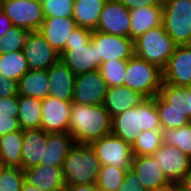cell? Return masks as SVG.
<instances>
[{
    "label": "cell",
    "instance_id": "cell-4",
    "mask_svg": "<svg viewBox=\"0 0 191 191\" xmlns=\"http://www.w3.org/2000/svg\"><path fill=\"white\" fill-rule=\"evenodd\" d=\"M93 30L77 27L66 42L65 50L60 54V60L75 74L96 71V46L91 41Z\"/></svg>",
    "mask_w": 191,
    "mask_h": 191
},
{
    "label": "cell",
    "instance_id": "cell-32",
    "mask_svg": "<svg viewBox=\"0 0 191 191\" xmlns=\"http://www.w3.org/2000/svg\"><path fill=\"white\" fill-rule=\"evenodd\" d=\"M128 169L119 168L116 166L101 165L96 186L99 191H118L125 179V174Z\"/></svg>",
    "mask_w": 191,
    "mask_h": 191
},
{
    "label": "cell",
    "instance_id": "cell-1",
    "mask_svg": "<svg viewBox=\"0 0 191 191\" xmlns=\"http://www.w3.org/2000/svg\"><path fill=\"white\" fill-rule=\"evenodd\" d=\"M69 133L75 143L90 144L112 133V118L102 104L72 103Z\"/></svg>",
    "mask_w": 191,
    "mask_h": 191
},
{
    "label": "cell",
    "instance_id": "cell-38",
    "mask_svg": "<svg viewBox=\"0 0 191 191\" xmlns=\"http://www.w3.org/2000/svg\"><path fill=\"white\" fill-rule=\"evenodd\" d=\"M45 17H72L74 0H41Z\"/></svg>",
    "mask_w": 191,
    "mask_h": 191
},
{
    "label": "cell",
    "instance_id": "cell-19",
    "mask_svg": "<svg viewBox=\"0 0 191 191\" xmlns=\"http://www.w3.org/2000/svg\"><path fill=\"white\" fill-rule=\"evenodd\" d=\"M49 96L58 100L72 102L76 75L59 60L47 70Z\"/></svg>",
    "mask_w": 191,
    "mask_h": 191
},
{
    "label": "cell",
    "instance_id": "cell-33",
    "mask_svg": "<svg viewBox=\"0 0 191 191\" xmlns=\"http://www.w3.org/2000/svg\"><path fill=\"white\" fill-rule=\"evenodd\" d=\"M127 61L111 60L101 63L99 72L107 87H118L124 85Z\"/></svg>",
    "mask_w": 191,
    "mask_h": 191
},
{
    "label": "cell",
    "instance_id": "cell-26",
    "mask_svg": "<svg viewBox=\"0 0 191 191\" xmlns=\"http://www.w3.org/2000/svg\"><path fill=\"white\" fill-rule=\"evenodd\" d=\"M106 1L107 0H74L72 18L76 21L77 27L95 30Z\"/></svg>",
    "mask_w": 191,
    "mask_h": 191
},
{
    "label": "cell",
    "instance_id": "cell-3",
    "mask_svg": "<svg viewBox=\"0 0 191 191\" xmlns=\"http://www.w3.org/2000/svg\"><path fill=\"white\" fill-rule=\"evenodd\" d=\"M101 164L90 144L75 143L62 166L65 188L78 184H96Z\"/></svg>",
    "mask_w": 191,
    "mask_h": 191
},
{
    "label": "cell",
    "instance_id": "cell-5",
    "mask_svg": "<svg viewBox=\"0 0 191 191\" xmlns=\"http://www.w3.org/2000/svg\"><path fill=\"white\" fill-rule=\"evenodd\" d=\"M163 85L162 69L133 55L127 60L124 86L138 91L145 98H154Z\"/></svg>",
    "mask_w": 191,
    "mask_h": 191
},
{
    "label": "cell",
    "instance_id": "cell-17",
    "mask_svg": "<svg viewBox=\"0 0 191 191\" xmlns=\"http://www.w3.org/2000/svg\"><path fill=\"white\" fill-rule=\"evenodd\" d=\"M72 102L58 100L51 96L42 100L40 128L46 133L69 132Z\"/></svg>",
    "mask_w": 191,
    "mask_h": 191
},
{
    "label": "cell",
    "instance_id": "cell-14",
    "mask_svg": "<svg viewBox=\"0 0 191 191\" xmlns=\"http://www.w3.org/2000/svg\"><path fill=\"white\" fill-rule=\"evenodd\" d=\"M107 85L99 70L76 75L72 103L103 104Z\"/></svg>",
    "mask_w": 191,
    "mask_h": 191
},
{
    "label": "cell",
    "instance_id": "cell-11",
    "mask_svg": "<svg viewBox=\"0 0 191 191\" xmlns=\"http://www.w3.org/2000/svg\"><path fill=\"white\" fill-rule=\"evenodd\" d=\"M29 70H48L60 60V54L38 32H30L23 47Z\"/></svg>",
    "mask_w": 191,
    "mask_h": 191
},
{
    "label": "cell",
    "instance_id": "cell-2",
    "mask_svg": "<svg viewBox=\"0 0 191 191\" xmlns=\"http://www.w3.org/2000/svg\"><path fill=\"white\" fill-rule=\"evenodd\" d=\"M162 130L155 100L145 98L139 105L112 118V134L131 146L141 131Z\"/></svg>",
    "mask_w": 191,
    "mask_h": 191
},
{
    "label": "cell",
    "instance_id": "cell-6",
    "mask_svg": "<svg viewBox=\"0 0 191 191\" xmlns=\"http://www.w3.org/2000/svg\"><path fill=\"white\" fill-rule=\"evenodd\" d=\"M176 46L161 25L146 31L134 40V55L163 69Z\"/></svg>",
    "mask_w": 191,
    "mask_h": 191
},
{
    "label": "cell",
    "instance_id": "cell-8",
    "mask_svg": "<svg viewBox=\"0 0 191 191\" xmlns=\"http://www.w3.org/2000/svg\"><path fill=\"white\" fill-rule=\"evenodd\" d=\"M101 165L130 169L132 146L112 133L90 143Z\"/></svg>",
    "mask_w": 191,
    "mask_h": 191
},
{
    "label": "cell",
    "instance_id": "cell-43",
    "mask_svg": "<svg viewBox=\"0 0 191 191\" xmlns=\"http://www.w3.org/2000/svg\"><path fill=\"white\" fill-rule=\"evenodd\" d=\"M0 112L18 113V96L0 97Z\"/></svg>",
    "mask_w": 191,
    "mask_h": 191
},
{
    "label": "cell",
    "instance_id": "cell-13",
    "mask_svg": "<svg viewBox=\"0 0 191 191\" xmlns=\"http://www.w3.org/2000/svg\"><path fill=\"white\" fill-rule=\"evenodd\" d=\"M130 10L120 0H107L101 11L96 31L130 38Z\"/></svg>",
    "mask_w": 191,
    "mask_h": 191
},
{
    "label": "cell",
    "instance_id": "cell-25",
    "mask_svg": "<svg viewBox=\"0 0 191 191\" xmlns=\"http://www.w3.org/2000/svg\"><path fill=\"white\" fill-rule=\"evenodd\" d=\"M19 95L40 100L49 96V78L47 70H28L18 81Z\"/></svg>",
    "mask_w": 191,
    "mask_h": 191
},
{
    "label": "cell",
    "instance_id": "cell-30",
    "mask_svg": "<svg viewBox=\"0 0 191 191\" xmlns=\"http://www.w3.org/2000/svg\"><path fill=\"white\" fill-rule=\"evenodd\" d=\"M162 130L141 131L132 145L133 156L153 155L163 145Z\"/></svg>",
    "mask_w": 191,
    "mask_h": 191
},
{
    "label": "cell",
    "instance_id": "cell-35",
    "mask_svg": "<svg viewBox=\"0 0 191 191\" xmlns=\"http://www.w3.org/2000/svg\"><path fill=\"white\" fill-rule=\"evenodd\" d=\"M163 142L178 147L191 158V123L175 129L162 130Z\"/></svg>",
    "mask_w": 191,
    "mask_h": 191
},
{
    "label": "cell",
    "instance_id": "cell-18",
    "mask_svg": "<svg viewBox=\"0 0 191 191\" xmlns=\"http://www.w3.org/2000/svg\"><path fill=\"white\" fill-rule=\"evenodd\" d=\"M76 28V21L72 17H45L38 32L61 54L66 48L68 37Z\"/></svg>",
    "mask_w": 191,
    "mask_h": 191
},
{
    "label": "cell",
    "instance_id": "cell-10",
    "mask_svg": "<svg viewBox=\"0 0 191 191\" xmlns=\"http://www.w3.org/2000/svg\"><path fill=\"white\" fill-rule=\"evenodd\" d=\"M2 11L13 26L23 27L30 32L39 31L45 18L41 2L32 0H5Z\"/></svg>",
    "mask_w": 191,
    "mask_h": 191
},
{
    "label": "cell",
    "instance_id": "cell-34",
    "mask_svg": "<svg viewBox=\"0 0 191 191\" xmlns=\"http://www.w3.org/2000/svg\"><path fill=\"white\" fill-rule=\"evenodd\" d=\"M158 95L166 102V109L187 111V87H178L163 83Z\"/></svg>",
    "mask_w": 191,
    "mask_h": 191
},
{
    "label": "cell",
    "instance_id": "cell-42",
    "mask_svg": "<svg viewBox=\"0 0 191 191\" xmlns=\"http://www.w3.org/2000/svg\"><path fill=\"white\" fill-rule=\"evenodd\" d=\"M120 2L129 10L146 6H163V0H120Z\"/></svg>",
    "mask_w": 191,
    "mask_h": 191
},
{
    "label": "cell",
    "instance_id": "cell-16",
    "mask_svg": "<svg viewBox=\"0 0 191 191\" xmlns=\"http://www.w3.org/2000/svg\"><path fill=\"white\" fill-rule=\"evenodd\" d=\"M158 161L152 156H133L131 169L147 191H170L173 185L164 176Z\"/></svg>",
    "mask_w": 191,
    "mask_h": 191
},
{
    "label": "cell",
    "instance_id": "cell-23",
    "mask_svg": "<svg viewBox=\"0 0 191 191\" xmlns=\"http://www.w3.org/2000/svg\"><path fill=\"white\" fill-rule=\"evenodd\" d=\"M47 133L40 129L23 131V143L21 149L22 166L25 169L40 165L46 148Z\"/></svg>",
    "mask_w": 191,
    "mask_h": 191
},
{
    "label": "cell",
    "instance_id": "cell-44",
    "mask_svg": "<svg viewBox=\"0 0 191 191\" xmlns=\"http://www.w3.org/2000/svg\"><path fill=\"white\" fill-rule=\"evenodd\" d=\"M11 20L7 17V15L2 11L0 13V37L5 36L8 30L12 27Z\"/></svg>",
    "mask_w": 191,
    "mask_h": 191
},
{
    "label": "cell",
    "instance_id": "cell-9",
    "mask_svg": "<svg viewBox=\"0 0 191 191\" xmlns=\"http://www.w3.org/2000/svg\"><path fill=\"white\" fill-rule=\"evenodd\" d=\"M91 41L96 46L98 67L111 60L127 61L134 55V41L128 37L93 30Z\"/></svg>",
    "mask_w": 191,
    "mask_h": 191
},
{
    "label": "cell",
    "instance_id": "cell-39",
    "mask_svg": "<svg viewBox=\"0 0 191 191\" xmlns=\"http://www.w3.org/2000/svg\"><path fill=\"white\" fill-rule=\"evenodd\" d=\"M17 117L18 113L0 112V137L17 130H21Z\"/></svg>",
    "mask_w": 191,
    "mask_h": 191
},
{
    "label": "cell",
    "instance_id": "cell-27",
    "mask_svg": "<svg viewBox=\"0 0 191 191\" xmlns=\"http://www.w3.org/2000/svg\"><path fill=\"white\" fill-rule=\"evenodd\" d=\"M42 100L18 95V122L22 131L40 129Z\"/></svg>",
    "mask_w": 191,
    "mask_h": 191
},
{
    "label": "cell",
    "instance_id": "cell-37",
    "mask_svg": "<svg viewBox=\"0 0 191 191\" xmlns=\"http://www.w3.org/2000/svg\"><path fill=\"white\" fill-rule=\"evenodd\" d=\"M24 180L25 175L21 168L10 166L0 168V191H21Z\"/></svg>",
    "mask_w": 191,
    "mask_h": 191
},
{
    "label": "cell",
    "instance_id": "cell-24",
    "mask_svg": "<svg viewBox=\"0 0 191 191\" xmlns=\"http://www.w3.org/2000/svg\"><path fill=\"white\" fill-rule=\"evenodd\" d=\"M130 38L134 41L146 31L163 25V6H146L130 10Z\"/></svg>",
    "mask_w": 191,
    "mask_h": 191
},
{
    "label": "cell",
    "instance_id": "cell-7",
    "mask_svg": "<svg viewBox=\"0 0 191 191\" xmlns=\"http://www.w3.org/2000/svg\"><path fill=\"white\" fill-rule=\"evenodd\" d=\"M163 27L178 45H191V0H163Z\"/></svg>",
    "mask_w": 191,
    "mask_h": 191
},
{
    "label": "cell",
    "instance_id": "cell-47",
    "mask_svg": "<svg viewBox=\"0 0 191 191\" xmlns=\"http://www.w3.org/2000/svg\"><path fill=\"white\" fill-rule=\"evenodd\" d=\"M188 98H187V111L186 115L189 118V122L191 123V86L187 87Z\"/></svg>",
    "mask_w": 191,
    "mask_h": 191
},
{
    "label": "cell",
    "instance_id": "cell-20",
    "mask_svg": "<svg viewBox=\"0 0 191 191\" xmlns=\"http://www.w3.org/2000/svg\"><path fill=\"white\" fill-rule=\"evenodd\" d=\"M145 97L138 91L126 86L107 87L103 101L104 108L109 112L111 118L139 105Z\"/></svg>",
    "mask_w": 191,
    "mask_h": 191
},
{
    "label": "cell",
    "instance_id": "cell-28",
    "mask_svg": "<svg viewBox=\"0 0 191 191\" xmlns=\"http://www.w3.org/2000/svg\"><path fill=\"white\" fill-rule=\"evenodd\" d=\"M23 131L17 130L0 137V162L2 166H22Z\"/></svg>",
    "mask_w": 191,
    "mask_h": 191
},
{
    "label": "cell",
    "instance_id": "cell-45",
    "mask_svg": "<svg viewBox=\"0 0 191 191\" xmlns=\"http://www.w3.org/2000/svg\"><path fill=\"white\" fill-rule=\"evenodd\" d=\"M65 191H99L96 184H78L65 188Z\"/></svg>",
    "mask_w": 191,
    "mask_h": 191
},
{
    "label": "cell",
    "instance_id": "cell-46",
    "mask_svg": "<svg viewBox=\"0 0 191 191\" xmlns=\"http://www.w3.org/2000/svg\"><path fill=\"white\" fill-rule=\"evenodd\" d=\"M178 185L184 191H191V169L186 173V175L182 178Z\"/></svg>",
    "mask_w": 191,
    "mask_h": 191
},
{
    "label": "cell",
    "instance_id": "cell-48",
    "mask_svg": "<svg viewBox=\"0 0 191 191\" xmlns=\"http://www.w3.org/2000/svg\"><path fill=\"white\" fill-rule=\"evenodd\" d=\"M21 191H44L39 189L38 187H35L34 185H31L26 180L23 181Z\"/></svg>",
    "mask_w": 191,
    "mask_h": 191
},
{
    "label": "cell",
    "instance_id": "cell-50",
    "mask_svg": "<svg viewBox=\"0 0 191 191\" xmlns=\"http://www.w3.org/2000/svg\"><path fill=\"white\" fill-rule=\"evenodd\" d=\"M2 9H3V1L0 0V13L2 12Z\"/></svg>",
    "mask_w": 191,
    "mask_h": 191
},
{
    "label": "cell",
    "instance_id": "cell-49",
    "mask_svg": "<svg viewBox=\"0 0 191 191\" xmlns=\"http://www.w3.org/2000/svg\"><path fill=\"white\" fill-rule=\"evenodd\" d=\"M170 191H184L178 184L173 185Z\"/></svg>",
    "mask_w": 191,
    "mask_h": 191
},
{
    "label": "cell",
    "instance_id": "cell-36",
    "mask_svg": "<svg viewBox=\"0 0 191 191\" xmlns=\"http://www.w3.org/2000/svg\"><path fill=\"white\" fill-rule=\"evenodd\" d=\"M29 33L26 28L12 26L5 36L0 37V55L23 50Z\"/></svg>",
    "mask_w": 191,
    "mask_h": 191
},
{
    "label": "cell",
    "instance_id": "cell-29",
    "mask_svg": "<svg viewBox=\"0 0 191 191\" xmlns=\"http://www.w3.org/2000/svg\"><path fill=\"white\" fill-rule=\"evenodd\" d=\"M28 70L22 50L0 55V75L2 77L19 81Z\"/></svg>",
    "mask_w": 191,
    "mask_h": 191
},
{
    "label": "cell",
    "instance_id": "cell-41",
    "mask_svg": "<svg viewBox=\"0 0 191 191\" xmlns=\"http://www.w3.org/2000/svg\"><path fill=\"white\" fill-rule=\"evenodd\" d=\"M18 81L6 79L0 75V97L18 96Z\"/></svg>",
    "mask_w": 191,
    "mask_h": 191
},
{
    "label": "cell",
    "instance_id": "cell-22",
    "mask_svg": "<svg viewBox=\"0 0 191 191\" xmlns=\"http://www.w3.org/2000/svg\"><path fill=\"white\" fill-rule=\"evenodd\" d=\"M25 180L44 191H65L62 167L34 166L24 170Z\"/></svg>",
    "mask_w": 191,
    "mask_h": 191
},
{
    "label": "cell",
    "instance_id": "cell-12",
    "mask_svg": "<svg viewBox=\"0 0 191 191\" xmlns=\"http://www.w3.org/2000/svg\"><path fill=\"white\" fill-rule=\"evenodd\" d=\"M152 156L172 185L178 184L191 169V158L173 145L163 143Z\"/></svg>",
    "mask_w": 191,
    "mask_h": 191
},
{
    "label": "cell",
    "instance_id": "cell-15",
    "mask_svg": "<svg viewBox=\"0 0 191 191\" xmlns=\"http://www.w3.org/2000/svg\"><path fill=\"white\" fill-rule=\"evenodd\" d=\"M163 71V83L178 87L191 86V45L176 46Z\"/></svg>",
    "mask_w": 191,
    "mask_h": 191
},
{
    "label": "cell",
    "instance_id": "cell-21",
    "mask_svg": "<svg viewBox=\"0 0 191 191\" xmlns=\"http://www.w3.org/2000/svg\"><path fill=\"white\" fill-rule=\"evenodd\" d=\"M75 144L69 132L47 133L41 166L62 167L70 148Z\"/></svg>",
    "mask_w": 191,
    "mask_h": 191
},
{
    "label": "cell",
    "instance_id": "cell-31",
    "mask_svg": "<svg viewBox=\"0 0 191 191\" xmlns=\"http://www.w3.org/2000/svg\"><path fill=\"white\" fill-rule=\"evenodd\" d=\"M162 130L175 129L189 124V118L182 110L166 109V102L157 94L154 98Z\"/></svg>",
    "mask_w": 191,
    "mask_h": 191
},
{
    "label": "cell",
    "instance_id": "cell-40",
    "mask_svg": "<svg viewBox=\"0 0 191 191\" xmlns=\"http://www.w3.org/2000/svg\"><path fill=\"white\" fill-rule=\"evenodd\" d=\"M118 191H147L139 181L136 173L130 168L126 171L125 179Z\"/></svg>",
    "mask_w": 191,
    "mask_h": 191
}]
</instances>
